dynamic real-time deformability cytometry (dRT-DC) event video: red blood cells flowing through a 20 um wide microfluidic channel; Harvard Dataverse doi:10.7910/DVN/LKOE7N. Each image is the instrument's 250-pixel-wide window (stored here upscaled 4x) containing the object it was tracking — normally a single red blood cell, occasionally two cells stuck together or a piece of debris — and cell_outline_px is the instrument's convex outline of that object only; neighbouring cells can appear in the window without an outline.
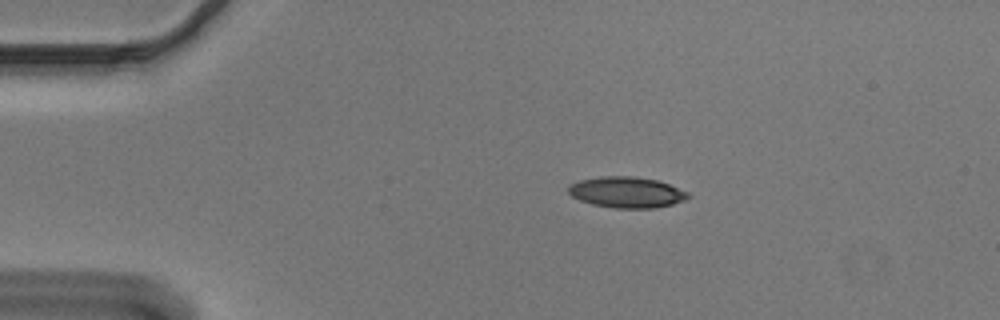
{"species": "Egyptian fruit bat (a non-hibernating species)", "species_latin": "Rousettus aegyptiacus", "temperature_condition": "cold", "stored_images_in_passage": 45, "camera_frame_rate_fps": 3000, "um_per_image_px": 0.085, "animal": {"sex": "male"}, "frame": {"image": 1, "passage_image": 1, "time_ms": 0.0, "image_size_px": [1000, 320], "cell_outline_px": [[692, 196], [684, 200], [672, 204], [656, 208], [616, 208], [592, 204], [580, 200], [572, 196], [568, 192], [568, 184], [580, 180], [600, 176], [632, 176], [656, 180], [668, 184], [688, 192]], "centroid_in_image_um": [53.25, 16.34], "position_along_channel_um": 31.7, "area_um2": 21.56}}
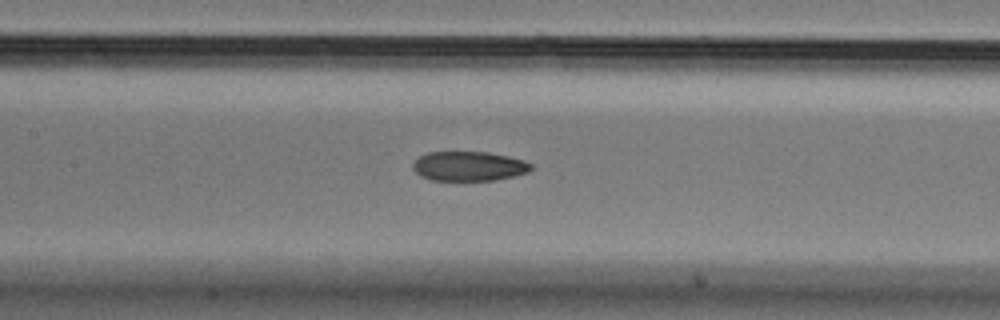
{"frame": {"image": 2, "passage_image": 16, "time_ms": 5.0, "image_size_px": [1000, 320], "cell_outline_px": [[532, 168], [528, 172], [496, 180], [432, 180], [420, 176], [412, 168], [412, 164], [420, 156], [428, 152], [488, 152], [508, 156], [524, 160], [532, 164]], "centroid_in_image_um": [39.85, 14.12], "position_along_channel_um": 167.5, "area_um2": 20.29}}
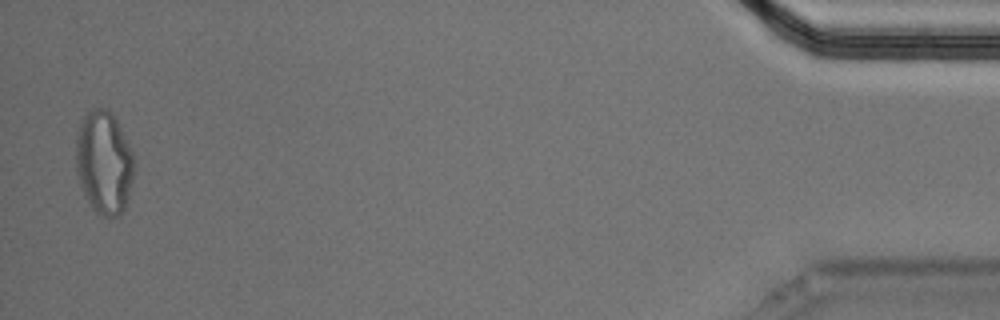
{"frame": {"image": 3, "passage_image": 44, "time_ms": 14.333, "image_size_px": [1000, 320], "cell_outline_px": [[132, 180], [128, 196], [124, 208], [120, 216], [112, 220], [96, 212], [92, 208], [80, 184], [76, 172], [76, 132], [80, 120], [92, 108], [104, 108], [116, 120], [132, 152]], "centroid_in_image_um": [8.8, 13.84], "position_along_channel_um": 426.4, "area_um2": 34.68}, "authors_computed_cell_mechanics": {"area_um2": 21.8484, "velocity_mm_per_s": 3.6811, "shape_relaxation_time_tau1_ms": 5.6788, "shape_relaxation_time_tau2_ms": 6.4625, "deformation_change_tau1": 0.1486, "deformation_change_tau2": 0.136}}